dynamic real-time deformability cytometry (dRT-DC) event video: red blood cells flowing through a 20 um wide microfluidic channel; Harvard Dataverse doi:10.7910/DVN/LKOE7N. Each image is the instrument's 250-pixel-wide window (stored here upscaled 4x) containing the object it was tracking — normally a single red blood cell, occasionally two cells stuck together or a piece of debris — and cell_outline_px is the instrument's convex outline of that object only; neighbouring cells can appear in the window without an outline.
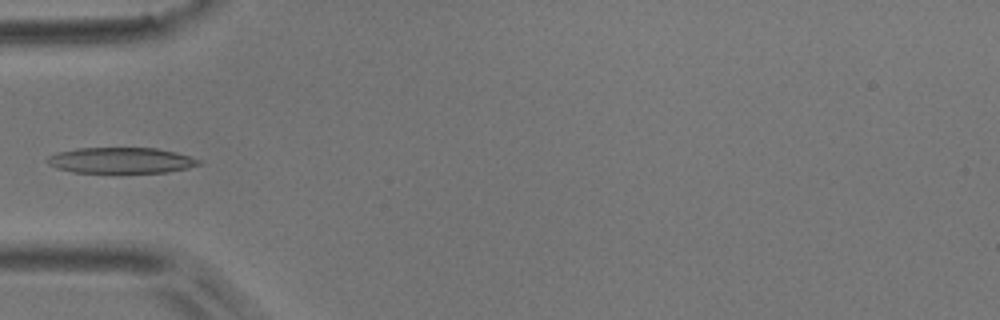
{"species": "common noctule bat (a hibernating species)", "species_latin": "Nyctalus noctula", "temperature_condition": "room temperature", "stored_images_in_passage": 7, "camera_frame_rate_fps": 3000, "um_per_image_px": 0.085, "animal": {"sex": "male", "body_mass_g": 17.9}, "frame": {"image": 1, "passage_image": 5, "time_ms": 4.667, "image_size_px": [1000, 320], "cell_outline_px": [[204, 164], [188, 168], [168, 172], [120, 176], [72, 172], [56, 168], [48, 164], [44, 160], [48, 156], [56, 152], [76, 148], [156, 148], [176, 152], [200, 160]], "centroid_in_image_um": [10.26, 13.69], "position_along_channel_um": 74.7, "area_um2": 24.28}}
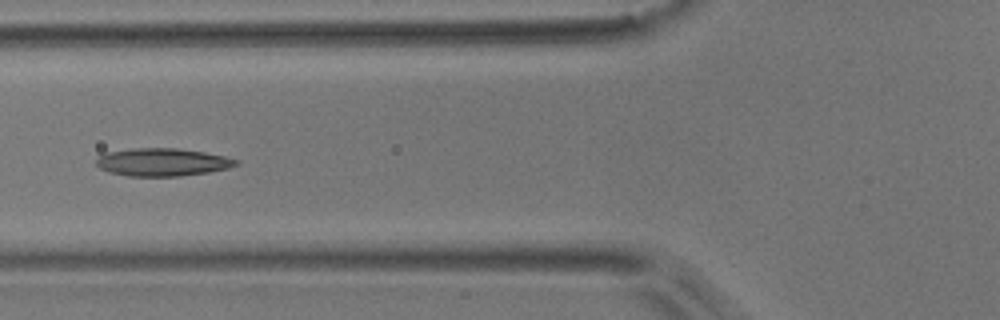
{"frame": {"image": 2, "passage_image": 6, "time_ms": 5.667, "image_size_px": [1000, 320], "cell_outline_px": [[240, 164], [228, 168], [208, 172], [180, 176], [128, 176], [108, 172], [100, 168], [96, 164], [96, 160], [104, 152], [132, 148], [176, 148], [204, 152], [224, 156], [240, 160]], "centroid_in_image_um": [13.8, 13.78], "position_along_channel_um": 112.0, "area_um2": 22.77}}
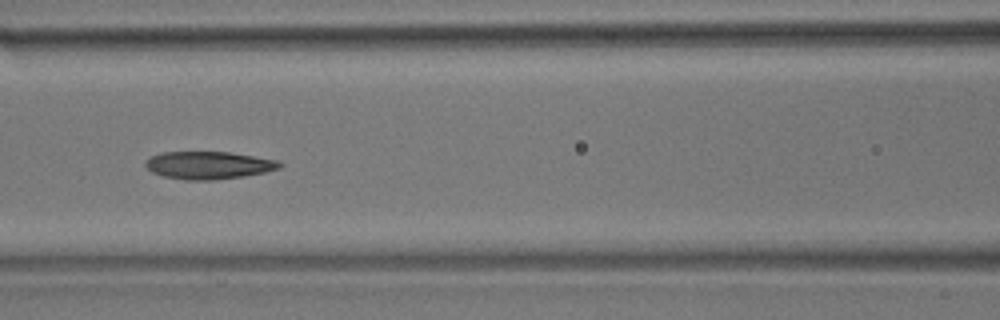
{"frame": {"image": 3, "passage_image": 7, "time_ms": 6.667, "image_size_px": [1000, 320], "cell_outline_px": [[284, 164], [280, 168], [264, 172], [244, 176], [216, 180], [184, 180], [164, 176], [152, 172], [144, 164], [152, 156], [160, 152], [228, 152], [276, 160]], "centroid_in_image_um": [17.73, 14.05], "position_along_channel_um": 148.9, "area_um2": 21.44}}